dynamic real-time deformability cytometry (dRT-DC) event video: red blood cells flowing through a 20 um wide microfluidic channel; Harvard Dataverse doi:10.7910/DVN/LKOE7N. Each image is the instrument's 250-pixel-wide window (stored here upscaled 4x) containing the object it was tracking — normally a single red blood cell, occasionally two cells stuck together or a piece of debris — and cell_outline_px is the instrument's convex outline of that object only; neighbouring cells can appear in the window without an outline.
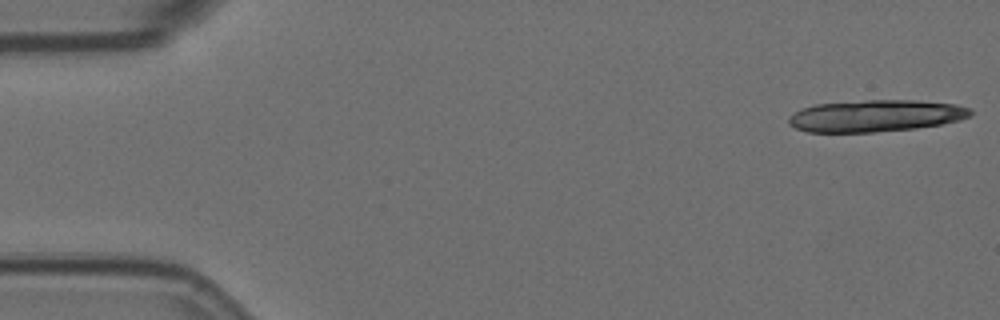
{"species": "Egyptian fruit bat (a non-hibernating species)", "species_latin": "Rousettus aegyptiacus", "temperature_condition": "room temperature", "stored_images_in_passage": 6, "camera_frame_rate_fps": 3000, "um_per_image_px": 0.085, "animal": {"sex": "female"}, "frame": {"image": 1, "passage_image": 1, "time_ms": 0.0, "image_size_px": [1000, 320], "cell_outline_px": [[972, 116], [960, 120], [940, 124], [916, 128], [876, 132], [808, 132], [796, 128], [788, 124], [788, 116], [804, 108], [816, 104], [864, 100], [916, 100], [956, 104], [972, 108]], "centroid_in_image_um": [74.46, 9.84], "position_along_channel_um": 10.5, "area_um2": 33.87}}
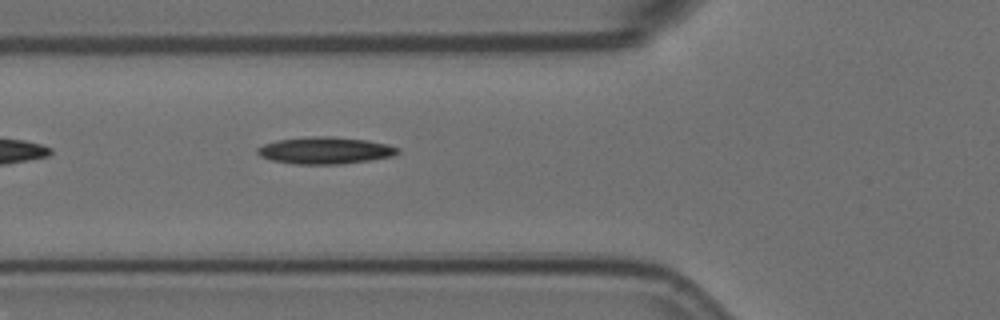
{"frame": {"image": 2, "passage_image": 6, "time_ms": 1.667, "image_size_px": [1000, 320], "cell_outline_px": [[400, 152], [392, 156], [368, 160], [340, 164], [296, 164], [272, 160], [260, 156], [256, 152], [256, 148], [264, 144], [276, 140], [312, 136], [332, 136], [368, 140], [388, 144], [400, 148]], "centroid_in_image_um": [27.64, 12.78], "position_along_channel_um": 98.2, "area_um2": 22.08}}